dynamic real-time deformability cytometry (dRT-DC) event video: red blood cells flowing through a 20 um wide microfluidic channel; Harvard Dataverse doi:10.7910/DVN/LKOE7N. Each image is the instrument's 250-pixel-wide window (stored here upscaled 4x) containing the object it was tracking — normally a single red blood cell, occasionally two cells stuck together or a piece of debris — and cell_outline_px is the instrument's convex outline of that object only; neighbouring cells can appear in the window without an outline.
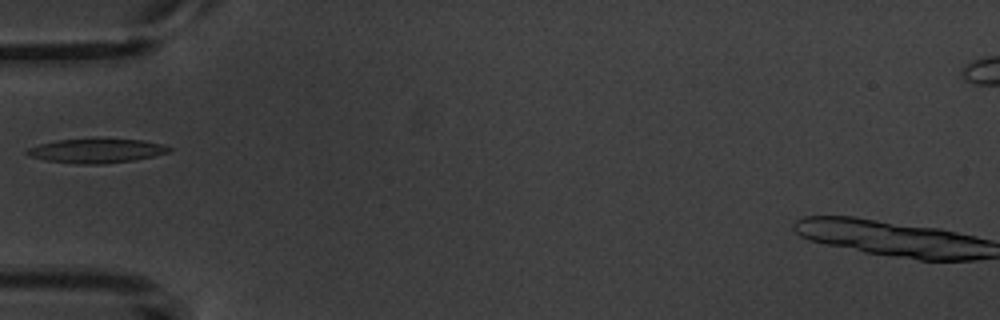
{"species": "common noctule bat (a hibernating species)", "species_latin": "Nyctalus noctula", "temperature_condition": "warm", "stored_images_in_passage": 1, "camera_frame_rate_fps": 3000, "um_per_image_px": 0.085, "animal": {"sex": "male", "body_mass_g": 20.1, "forearm_length_mm": 53.5}, "frame": {"image": 1, "passage_image": 1, "time_ms": 0.0, "image_size_px": [1000, 320], "cell_outline_px": [[172, 148], [168, 152], [136, 160], [104, 164], [76, 164], [44, 160], [28, 156], [24, 152], [28, 148], [40, 144], [56, 140], [144, 140], [160, 144]], "centroid_in_image_um": [8.14, 12.84], "position_along_channel_um": 76.9, "area_um2": 19.71}}